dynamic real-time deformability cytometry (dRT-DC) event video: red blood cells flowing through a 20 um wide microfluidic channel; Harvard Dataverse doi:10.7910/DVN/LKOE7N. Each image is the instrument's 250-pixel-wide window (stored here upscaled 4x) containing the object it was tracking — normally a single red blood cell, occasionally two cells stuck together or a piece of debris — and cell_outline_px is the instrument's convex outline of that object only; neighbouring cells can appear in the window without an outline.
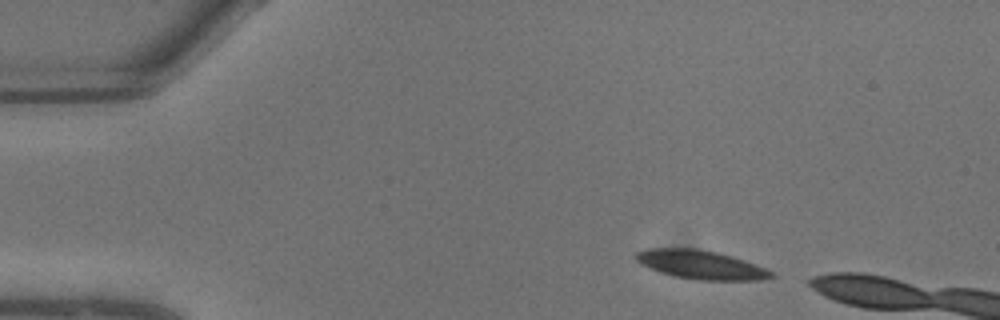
{"species": "common noctule bat (a hibernating species)", "species_latin": "Nyctalus noctula", "temperature_condition": "warm", "stored_images_in_passage": 3, "camera_frame_rate_fps": 3000, "um_per_image_px": 0.085, "animal": {"sex": "male", "body_mass_g": 13.3}, "frame": {"image": 1, "passage_image": 1, "time_ms": 0.0, "image_size_px": [1000, 320], "cell_outline_px": [[776, 276], [760, 280], [696, 280], [676, 276], [660, 272], [640, 264], [632, 256], [636, 252], [648, 248], [696, 248], [716, 252], [732, 256], [744, 260], [764, 268], [772, 272]], "centroid_in_image_um": [59.53, 22.49], "position_along_channel_um": 25.5, "area_um2": 22.66}}